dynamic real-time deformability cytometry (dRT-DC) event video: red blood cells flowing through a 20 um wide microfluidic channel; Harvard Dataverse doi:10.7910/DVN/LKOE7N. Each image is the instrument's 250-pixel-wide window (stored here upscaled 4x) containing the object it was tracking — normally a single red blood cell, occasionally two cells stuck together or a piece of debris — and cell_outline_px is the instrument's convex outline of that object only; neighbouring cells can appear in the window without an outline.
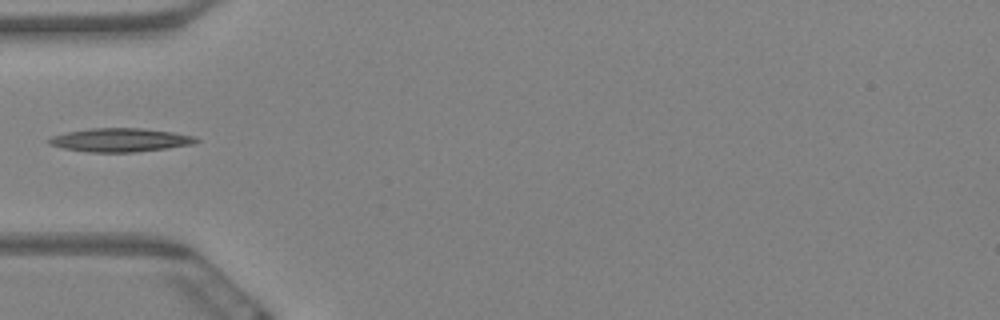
{"species": "Egyptian fruit bat (a non-hibernating species)", "species_latin": "Rousettus aegyptiacus", "temperature_condition": "warm", "stored_images_in_passage": 10, "camera_frame_rate_fps": 3000, "um_per_image_px": 0.085, "animal": {"sex": "female"}, "frame": {"image": 1, "passage_image": 7, "time_ms": 2.0, "image_size_px": [1000, 320], "cell_outline_px": [[200, 140], [192, 144], [136, 152], [88, 152], [64, 148], [48, 144], [48, 140], [52, 136], [64, 132], [92, 128], [140, 128], [172, 132], [192, 136]], "centroid_in_image_um": [10.16, 11.89], "position_along_channel_um": 74.8, "area_um2": 20.0}}
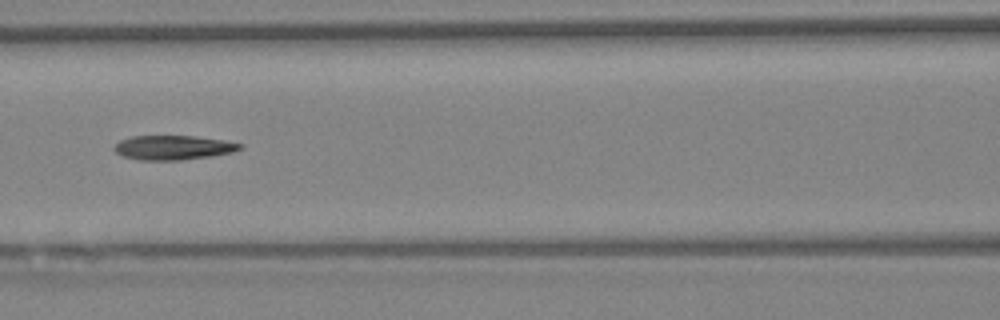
{"frame": {"image": 2, "passage_image": 9, "time_ms": 2.667, "image_size_px": [1000, 320], "cell_outline_px": [[244, 144], [240, 148], [232, 152], [212, 156], [180, 160], [140, 160], [124, 156], [116, 152], [112, 148], [120, 140], [132, 136], [192, 136], [224, 140]], "centroid_in_image_um": [14.71, 12.54], "position_along_channel_um": 151.9, "area_um2": 17.74}}
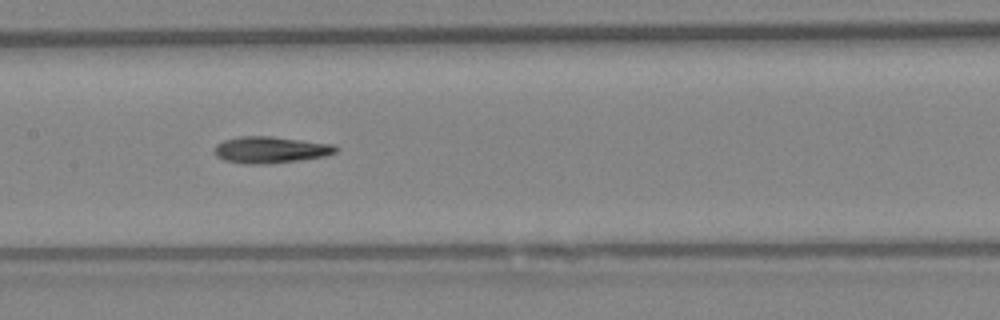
{"frame": {"image": 3, "passage_image": 10, "time_ms": 3.0, "image_size_px": [1000, 320], "cell_outline_px": [[340, 148], [336, 152], [324, 156], [296, 160], [264, 164], [248, 164], [224, 160], [216, 156], [216, 144], [224, 140], [240, 136], [272, 136], [336, 144]], "centroid_in_image_um": [23.03, 12.72], "position_along_channel_um": 184.4, "area_um2": 18.73}}